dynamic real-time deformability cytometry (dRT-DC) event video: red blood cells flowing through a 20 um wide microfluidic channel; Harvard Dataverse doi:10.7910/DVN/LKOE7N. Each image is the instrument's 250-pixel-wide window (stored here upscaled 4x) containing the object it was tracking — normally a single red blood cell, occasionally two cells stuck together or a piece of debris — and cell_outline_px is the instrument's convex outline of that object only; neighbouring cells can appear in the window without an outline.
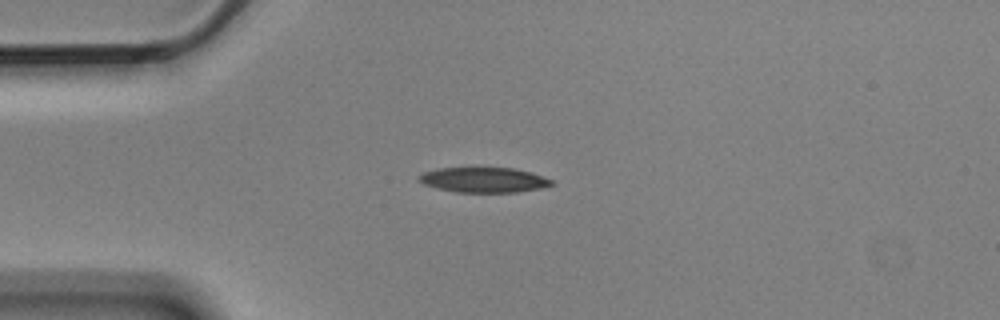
{"species": "Egyptian fruit bat (a non-hibernating species)", "species_latin": "Rousettus aegyptiacus", "temperature_condition": "cold", "stored_images_in_passage": 12, "camera_frame_rate_fps": 3000, "um_per_image_px": 0.085, "animal": {"sex": "male"}, "frame": {"image": 1, "passage_image": 1, "time_ms": 0.0, "image_size_px": [1000, 320], "cell_outline_px": [[556, 184], [540, 188], [516, 192], [456, 192], [424, 184], [416, 180], [416, 176], [424, 172], [436, 168], [512, 168], [532, 172], [552, 180]], "centroid_in_image_um": [41.11, 15.28], "position_along_channel_um": 43.9, "area_um2": 19.36}}
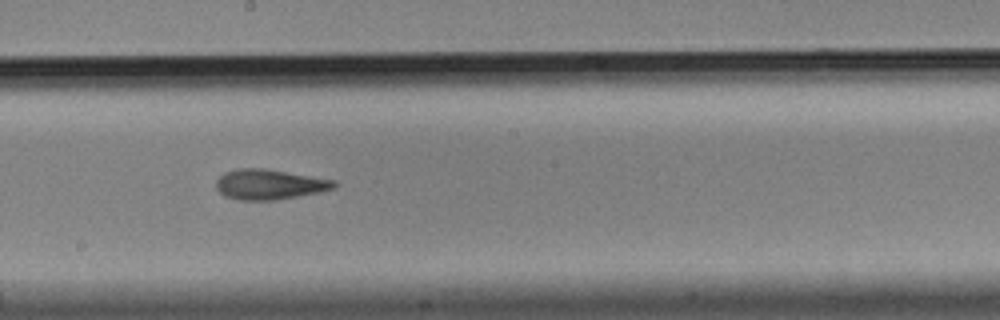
{"frame": {"image": 2, "passage_image": 6, "time_ms": 1.667, "image_size_px": [1000, 320], "cell_outline_px": [[336, 188], [320, 192], [276, 200], [236, 200], [224, 196], [216, 188], [216, 180], [224, 172], [240, 168], [264, 168], [336, 180]], "centroid_in_image_um": [22.89, 15.68], "position_along_channel_um": 225.3, "area_um2": 20.87}}
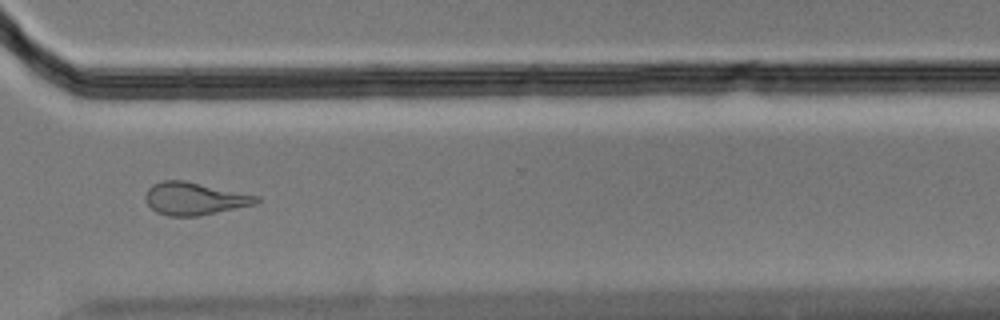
{"frame": {"image": 3, "passage_image": 9, "time_ms": 2.667, "image_size_px": [1000, 320], "cell_outline_px": [[260, 200], [256, 204], [196, 216], [168, 216], [156, 212], [148, 204], [144, 196], [148, 188], [152, 184], [164, 180], [184, 180], [260, 196]], "centroid_in_image_um": [16.52, 16.87], "position_along_channel_um": 354.1, "area_um2": 20.98}}